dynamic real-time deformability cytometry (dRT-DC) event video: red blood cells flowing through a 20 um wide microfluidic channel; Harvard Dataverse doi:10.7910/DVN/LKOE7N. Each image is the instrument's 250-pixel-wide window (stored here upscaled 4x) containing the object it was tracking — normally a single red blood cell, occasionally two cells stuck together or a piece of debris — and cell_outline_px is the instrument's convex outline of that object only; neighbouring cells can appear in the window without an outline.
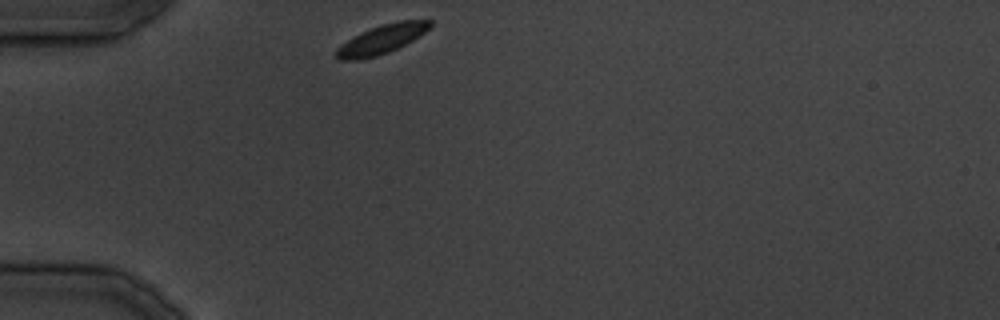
{"species": "common noctule bat (a hibernating species)", "species_latin": "Nyctalus noctula", "temperature_condition": "cold", "stored_images_in_passage": 22, "camera_frame_rate_fps": 3000, "um_per_image_px": 0.085, "animal": {"sex": "male", "body_mass_g": 19.5, "forearm_length_mm": 54.6}, "frame": {"image": 1, "passage_image": 1, "time_ms": 0.0, "image_size_px": [1000, 320], "cell_outline_px": [[432, 24], [420, 36], [388, 52], [376, 56], [356, 60], [340, 60], [336, 56], [336, 48], [340, 44], [360, 32], [384, 24], [400, 20], [432, 20]], "centroid_in_image_um": [32.41, 3.34], "position_along_channel_um": 52.6, "area_um2": 15.61}}
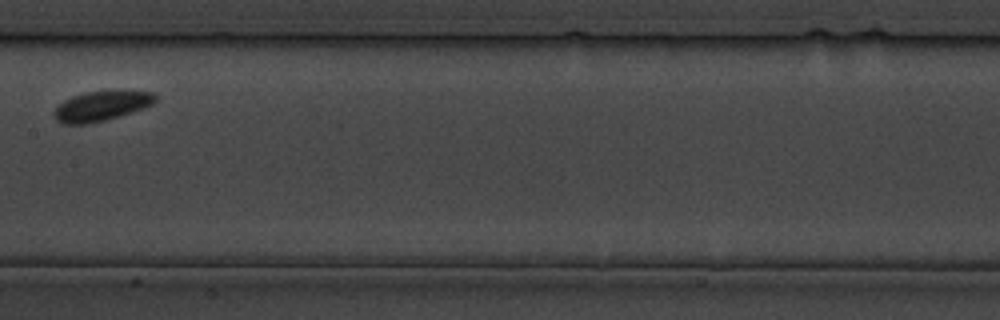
{"frame": {"image": 2, "passage_image": 10, "time_ms": 11.333, "image_size_px": [1000, 320], "cell_outline_px": [[156, 100], [152, 104], [144, 108], [120, 116], [88, 124], [64, 124], [56, 120], [56, 108], [64, 100], [72, 96], [88, 92], [152, 92], [156, 96]], "centroid_in_image_um": [8.61, 9.03], "position_along_channel_um": 198.8, "area_um2": 16.99}}
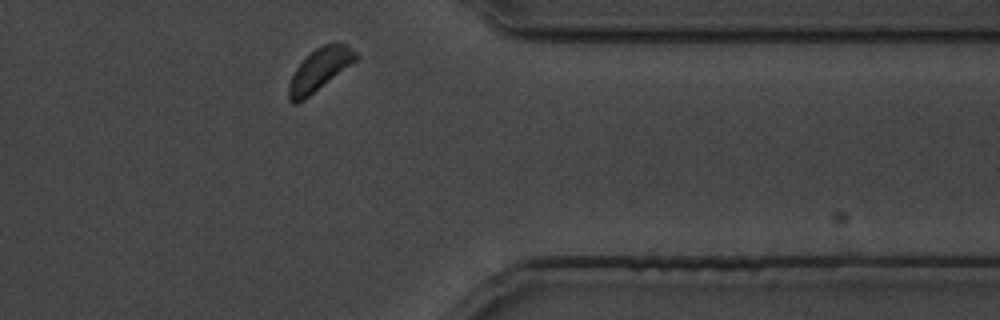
{"frame": {"image": 3, "passage_image": 21, "time_ms": 24.667, "image_size_px": [1000, 320], "cell_outline_px": [[356, 60], [304, 100], [296, 104], [292, 104], [288, 100], [288, 84], [296, 68], [316, 48], [324, 44], [348, 44], [356, 52]], "centroid_in_image_um": [27.12, 5.96], "position_along_channel_um": 384.3, "area_um2": 16.07}}